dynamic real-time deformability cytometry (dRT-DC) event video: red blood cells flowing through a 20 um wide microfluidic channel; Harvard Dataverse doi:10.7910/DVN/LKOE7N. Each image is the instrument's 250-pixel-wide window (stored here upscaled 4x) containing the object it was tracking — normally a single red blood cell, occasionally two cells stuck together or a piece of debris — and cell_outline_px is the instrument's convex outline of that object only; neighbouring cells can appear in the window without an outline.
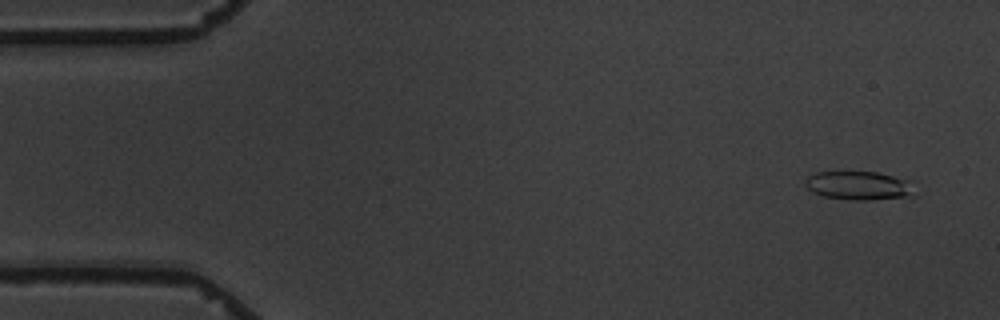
{"species": "common noctule bat (a hibernating species)", "species_latin": "Nyctalus noctula", "temperature_condition": "warm", "stored_images_in_passage": 3, "camera_frame_rate_fps": 3000, "um_per_image_px": 0.085, "animal": {"sex": "male", "body_mass_g": 19.5, "forearm_length_mm": 54.6}, "frame": {"image": 1, "passage_image": 1, "time_ms": 0.0, "image_size_px": [1000, 320], "cell_outline_px": [[916, 196], [872, 200], [848, 200], [824, 196], [812, 192], [804, 184], [804, 180], [808, 176], [816, 172], [876, 172], [908, 180]], "centroid_in_image_um": [72.98, 15.79], "position_along_channel_um": 12.0, "area_um2": 18.32}}